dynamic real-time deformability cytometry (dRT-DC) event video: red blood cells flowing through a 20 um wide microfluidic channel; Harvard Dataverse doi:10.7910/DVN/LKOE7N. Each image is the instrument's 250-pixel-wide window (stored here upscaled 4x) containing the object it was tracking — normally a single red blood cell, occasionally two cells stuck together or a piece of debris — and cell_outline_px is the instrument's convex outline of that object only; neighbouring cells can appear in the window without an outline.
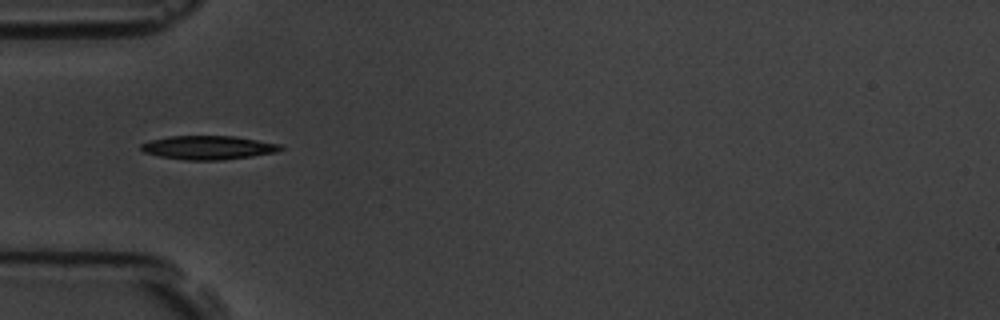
{"species": "common noctule bat (a hibernating species)", "species_latin": "Nyctalus noctula", "temperature_condition": "room temperature", "stored_images_in_passage": 5, "camera_frame_rate_fps": 3000, "um_per_image_px": 0.085, "animal": {"sex": "male", "body_mass_g": 19.5, "forearm_length_mm": 54.6}, "frame": {"image": 1, "passage_image": 4, "time_ms": 4.333, "image_size_px": [1000, 320], "cell_outline_px": [[284, 148], [276, 152], [252, 156], [224, 160], [184, 160], [160, 156], [144, 152], [140, 148], [140, 144], [152, 140], [168, 136], [232, 136], [284, 144]], "centroid_in_image_um": [17.74, 12.54], "position_along_channel_um": 67.3, "area_um2": 19.36}}
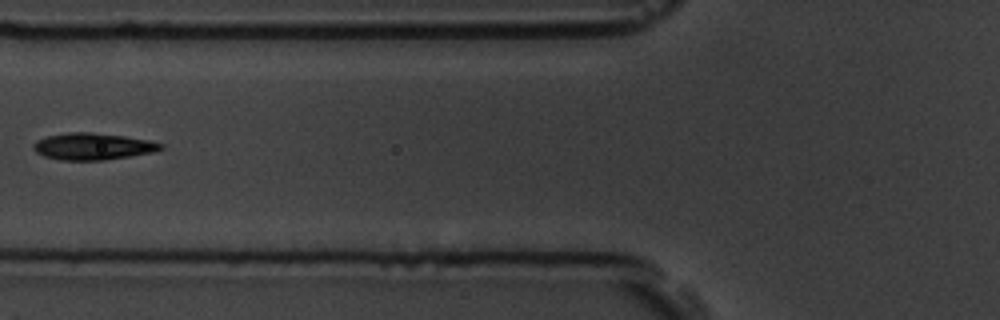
{"frame": {"image": 2, "passage_image": 5, "time_ms": 5.667, "image_size_px": [1000, 320], "cell_outline_px": [[164, 148], [156, 152], [104, 160], [60, 160], [44, 156], [36, 152], [32, 148], [32, 144], [36, 140], [48, 136], [68, 132], [92, 132], [124, 136], [148, 140], [164, 144]], "centroid_in_image_um": [7.9, 12.44], "position_along_channel_um": 117.9, "area_um2": 20.0}}